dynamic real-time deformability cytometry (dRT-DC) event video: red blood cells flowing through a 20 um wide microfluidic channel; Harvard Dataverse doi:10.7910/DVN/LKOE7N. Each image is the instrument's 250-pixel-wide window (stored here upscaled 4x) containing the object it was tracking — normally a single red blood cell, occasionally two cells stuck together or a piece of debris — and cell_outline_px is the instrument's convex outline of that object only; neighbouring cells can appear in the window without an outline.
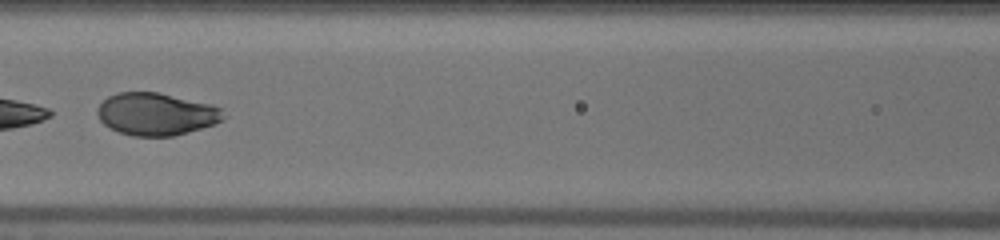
{"species": "human", "species_latin": "Homo sapiens", "temperature_condition": "warm", "stored_images_in_passage": 37, "segment_of_instrument_passage": [2, 2], "camera_frame_rate_fps": 3000, "um_per_image_px": 0.085, "donor": {"sex": "male"}, "frame": {"image": 1, "passage_image": 23, "time_ms": 7.333, "image_size_px": [1000, 240], "cell_outline_px": [[228, 116], [224, 120], [188, 132], [172, 136], [132, 136], [120, 132], [104, 124], [100, 120], [96, 112], [96, 108], [108, 96], [116, 92], [160, 92], [212, 104], [220, 108]], "centroid_in_image_um": [13.29, 9.68], "position_along_channel_um": 153.3, "area_um2": 31.33}}
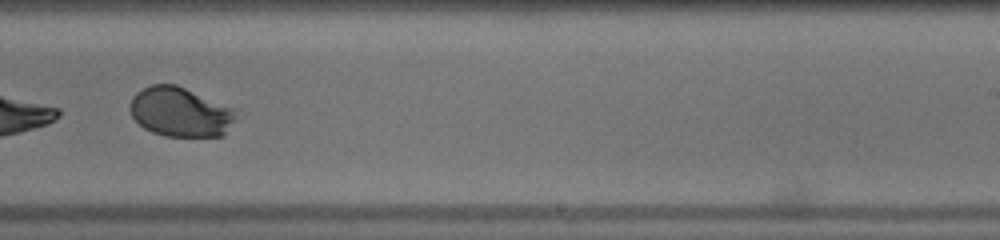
{"frame": {"image": 2, "passage_image": 32, "time_ms": 10.333, "image_size_px": [1000, 240], "cell_outline_px": [[232, 120], [224, 136], [164, 136], [152, 132], [144, 128], [132, 116], [128, 108], [128, 104], [132, 96], [136, 92], [152, 84], [176, 84], [232, 108]], "centroid_in_image_um": [15.22, 9.52], "position_along_channel_um": 273.8, "area_um2": 30.11}}